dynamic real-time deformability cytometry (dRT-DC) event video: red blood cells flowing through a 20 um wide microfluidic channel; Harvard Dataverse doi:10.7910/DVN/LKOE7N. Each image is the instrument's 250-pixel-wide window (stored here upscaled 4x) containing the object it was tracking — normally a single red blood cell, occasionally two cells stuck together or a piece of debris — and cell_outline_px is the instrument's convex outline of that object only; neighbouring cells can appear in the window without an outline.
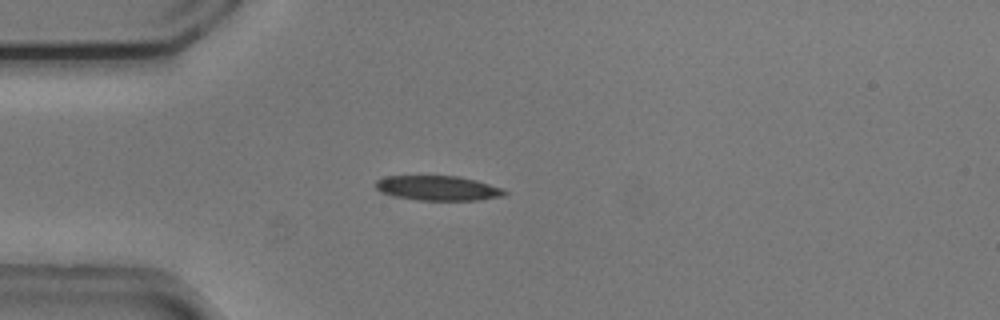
{"species": "common noctule bat (a hibernating species)", "species_latin": "Nyctalus noctula", "temperature_condition": "cold", "stored_images_in_passage": 31, "camera_frame_rate_fps": 3000, "um_per_image_px": 0.085, "animal": {"sex": "male", "body_mass_g": 20.5, "forearm_length_mm": 52.5}, "frame": {"image": 1, "passage_image": 5, "time_ms": 1.333, "image_size_px": [1000, 320], "cell_outline_px": [[508, 192], [504, 196], [480, 200], [416, 200], [392, 196], [380, 192], [376, 188], [376, 180], [384, 176], [456, 176], [476, 180], [504, 188]], "centroid_in_image_um": [37.23, 15.99], "position_along_channel_um": 47.8, "area_um2": 18.79}}